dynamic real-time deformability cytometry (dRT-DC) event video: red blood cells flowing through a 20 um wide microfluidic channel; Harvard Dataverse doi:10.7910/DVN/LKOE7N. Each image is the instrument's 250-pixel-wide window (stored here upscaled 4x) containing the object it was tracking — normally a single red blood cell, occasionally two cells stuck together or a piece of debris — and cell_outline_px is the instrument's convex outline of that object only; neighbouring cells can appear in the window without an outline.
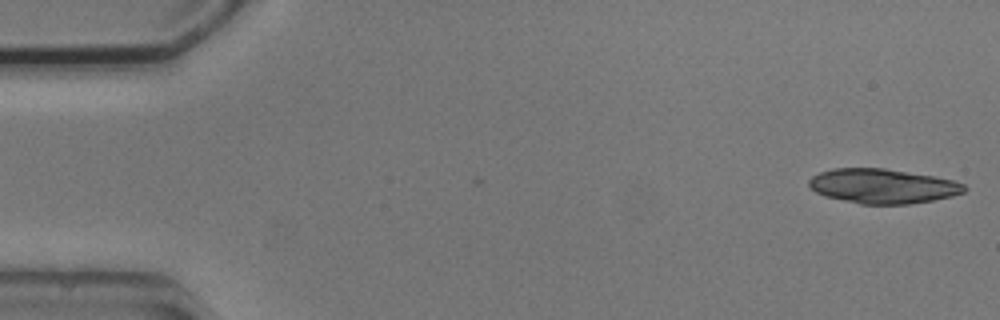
{"species": "common noctule bat (a hibernating species)", "species_latin": "Nyctalus noctula", "temperature_condition": "cold", "stored_images_in_passage": 2, "camera_frame_rate_fps": 3000, "um_per_image_px": 0.085, "animal": {"sex": "male", "body_mass_g": 20.5, "forearm_length_mm": 52.5}, "frame": {"image": 1, "passage_image": 2, "time_ms": 1.0, "image_size_px": [1000, 320], "cell_outline_px": [[968, 188], [964, 192], [952, 196], [932, 200], [908, 204], [860, 204], [824, 196], [816, 192], [808, 184], [808, 180], [812, 176], [820, 172], [832, 168], [884, 168], [936, 176], [952, 180], [964, 184]], "centroid_in_image_um": [75.03, 15.81], "position_along_channel_um": 10.0, "area_um2": 31.39}}